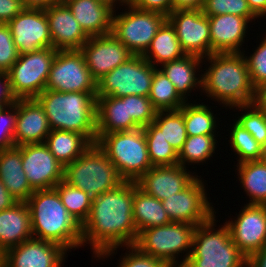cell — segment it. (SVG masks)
<instances>
[{
	"instance_id": "cell-1",
	"label": "cell",
	"mask_w": 266,
	"mask_h": 267,
	"mask_svg": "<svg viewBox=\"0 0 266 267\" xmlns=\"http://www.w3.org/2000/svg\"><path fill=\"white\" fill-rule=\"evenodd\" d=\"M134 181L92 198L91 212L82 225V246L89 244L94 257L104 259L119 246L134 245L138 233L133 219Z\"/></svg>"
},
{
	"instance_id": "cell-2",
	"label": "cell",
	"mask_w": 266,
	"mask_h": 267,
	"mask_svg": "<svg viewBox=\"0 0 266 267\" xmlns=\"http://www.w3.org/2000/svg\"><path fill=\"white\" fill-rule=\"evenodd\" d=\"M244 55V52L214 53L204 57V64L207 60L210 66L201 75L202 91L225 108L234 109L253 102L254 87Z\"/></svg>"
},
{
	"instance_id": "cell-3",
	"label": "cell",
	"mask_w": 266,
	"mask_h": 267,
	"mask_svg": "<svg viewBox=\"0 0 266 267\" xmlns=\"http://www.w3.org/2000/svg\"><path fill=\"white\" fill-rule=\"evenodd\" d=\"M26 203L33 238L56 243L67 251L82 247V226L68 213L55 188L34 190Z\"/></svg>"
},
{
	"instance_id": "cell-4",
	"label": "cell",
	"mask_w": 266,
	"mask_h": 267,
	"mask_svg": "<svg viewBox=\"0 0 266 267\" xmlns=\"http://www.w3.org/2000/svg\"><path fill=\"white\" fill-rule=\"evenodd\" d=\"M43 107L51 130L72 131L97 141V93L45 89L35 98Z\"/></svg>"
},
{
	"instance_id": "cell-5",
	"label": "cell",
	"mask_w": 266,
	"mask_h": 267,
	"mask_svg": "<svg viewBox=\"0 0 266 267\" xmlns=\"http://www.w3.org/2000/svg\"><path fill=\"white\" fill-rule=\"evenodd\" d=\"M215 217L196 226L191 253L182 267H247V257L233 243L228 226L215 229Z\"/></svg>"
},
{
	"instance_id": "cell-6",
	"label": "cell",
	"mask_w": 266,
	"mask_h": 267,
	"mask_svg": "<svg viewBox=\"0 0 266 267\" xmlns=\"http://www.w3.org/2000/svg\"><path fill=\"white\" fill-rule=\"evenodd\" d=\"M64 180L92 198L125 182L97 143H92L80 157L65 166Z\"/></svg>"
},
{
	"instance_id": "cell-7",
	"label": "cell",
	"mask_w": 266,
	"mask_h": 267,
	"mask_svg": "<svg viewBox=\"0 0 266 267\" xmlns=\"http://www.w3.org/2000/svg\"><path fill=\"white\" fill-rule=\"evenodd\" d=\"M96 143L124 181L136 182L152 168L143 128L103 134Z\"/></svg>"
},
{
	"instance_id": "cell-8",
	"label": "cell",
	"mask_w": 266,
	"mask_h": 267,
	"mask_svg": "<svg viewBox=\"0 0 266 267\" xmlns=\"http://www.w3.org/2000/svg\"><path fill=\"white\" fill-rule=\"evenodd\" d=\"M195 228L193 224L172 221L164 226L146 228L138 234L134 246L169 267H182L191 253ZM184 252H187L185 258L179 262L176 258Z\"/></svg>"
},
{
	"instance_id": "cell-9",
	"label": "cell",
	"mask_w": 266,
	"mask_h": 267,
	"mask_svg": "<svg viewBox=\"0 0 266 267\" xmlns=\"http://www.w3.org/2000/svg\"><path fill=\"white\" fill-rule=\"evenodd\" d=\"M120 5L128 7L125 12L112 17V34L122 42L133 55H143L155 37L158 29L167 20L164 14L135 8L126 0Z\"/></svg>"
},
{
	"instance_id": "cell-10",
	"label": "cell",
	"mask_w": 266,
	"mask_h": 267,
	"mask_svg": "<svg viewBox=\"0 0 266 267\" xmlns=\"http://www.w3.org/2000/svg\"><path fill=\"white\" fill-rule=\"evenodd\" d=\"M154 69L142 55H133L96 82L97 97L148 96Z\"/></svg>"
},
{
	"instance_id": "cell-11",
	"label": "cell",
	"mask_w": 266,
	"mask_h": 267,
	"mask_svg": "<svg viewBox=\"0 0 266 267\" xmlns=\"http://www.w3.org/2000/svg\"><path fill=\"white\" fill-rule=\"evenodd\" d=\"M57 50L52 47L19 55L7 72L16 99L36 98L46 89L51 65Z\"/></svg>"
},
{
	"instance_id": "cell-12",
	"label": "cell",
	"mask_w": 266,
	"mask_h": 267,
	"mask_svg": "<svg viewBox=\"0 0 266 267\" xmlns=\"http://www.w3.org/2000/svg\"><path fill=\"white\" fill-rule=\"evenodd\" d=\"M46 89L58 92H96V81L92 78L80 49L57 50Z\"/></svg>"
},
{
	"instance_id": "cell-13",
	"label": "cell",
	"mask_w": 266,
	"mask_h": 267,
	"mask_svg": "<svg viewBox=\"0 0 266 267\" xmlns=\"http://www.w3.org/2000/svg\"><path fill=\"white\" fill-rule=\"evenodd\" d=\"M200 178L197 177L184 190L162 201L170 221L198 226L215 216L217 212L208 201L210 198H207L205 183Z\"/></svg>"
},
{
	"instance_id": "cell-14",
	"label": "cell",
	"mask_w": 266,
	"mask_h": 267,
	"mask_svg": "<svg viewBox=\"0 0 266 267\" xmlns=\"http://www.w3.org/2000/svg\"><path fill=\"white\" fill-rule=\"evenodd\" d=\"M167 20L175 28L182 50L186 54L211 55V36L208 16L202 10H173Z\"/></svg>"
},
{
	"instance_id": "cell-15",
	"label": "cell",
	"mask_w": 266,
	"mask_h": 267,
	"mask_svg": "<svg viewBox=\"0 0 266 267\" xmlns=\"http://www.w3.org/2000/svg\"><path fill=\"white\" fill-rule=\"evenodd\" d=\"M225 224L233 243L247 258L266 246V205L245 204L237 218Z\"/></svg>"
},
{
	"instance_id": "cell-16",
	"label": "cell",
	"mask_w": 266,
	"mask_h": 267,
	"mask_svg": "<svg viewBox=\"0 0 266 267\" xmlns=\"http://www.w3.org/2000/svg\"><path fill=\"white\" fill-rule=\"evenodd\" d=\"M22 164L33 190L54 188L64 179L65 166L55 158L45 143L22 145Z\"/></svg>"
},
{
	"instance_id": "cell-17",
	"label": "cell",
	"mask_w": 266,
	"mask_h": 267,
	"mask_svg": "<svg viewBox=\"0 0 266 267\" xmlns=\"http://www.w3.org/2000/svg\"><path fill=\"white\" fill-rule=\"evenodd\" d=\"M7 24L20 55L52 47L44 9L24 8Z\"/></svg>"
},
{
	"instance_id": "cell-18",
	"label": "cell",
	"mask_w": 266,
	"mask_h": 267,
	"mask_svg": "<svg viewBox=\"0 0 266 267\" xmlns=\"http://www.w3.org/2000/svg\"><path fill=\"white\" fill-rule=\"evenodd\" d=\"M80 51L96 82L133 56L112 33L89 37Z\"/></svg>"
},
{
	"instance_id": "cell-19",
	"label": "cell",
	"mask_w": 266,
	"mask_h": 267,
	"mask_svg": "<svg viewBox=\"0 0 266 267\" xmlns=\"http://www.w3.org/2000/svg\"><path fill=\"white\" fill-rule=\"evenodd\" d=\"M66 254L60 245L32 237L3 253V267H61Z\"/></svg>"
},
{
	"instance_id": "cell-20",
	"label": "cell",
	"mask_w": 266,
	"mask_h": 267,
	"mask_svg": "<svg viewBox=\"0 0 266 267\" xmlns=\"http://www.w3.org/2000/svg\"><path fill=\"white\" fill-rule=\"evenodd\" d=\"M179 164L172 166H154L142 175L136 184L140 190L160 201L181 192L197 177L195 172L187 171ZM194 175V176H193Z\"/></svg>"
},
{
	"instance_id": "cell-21",
	"label": "cell",
	"mask_w": 266,
	"mask_h": 267,
	"mask_svg": "<svg viewBox=\"0 0 266 267\" xmlns=\"http://www.w3.org/2000/svg\"><path fill=\"white\" fill-rule=\"evenodd\" d=\"M44 10L49 25L52 48L55 50H78L88 41L89 37L66 4H54Z\"/></svg>"
},
{
	"instance_id": "cell-22",
	"label": "cell",
	"mask_w": 266,
	"mask_h": 267,
	"mask_svg": "<svg viewBox=\"0 0 266 267\" xmlns=\"http://www.w3.org/2000/svg\"><path fill=\"white\" fill-rule=\"evenodd\" d=\"M51 132L43 107L35 98L17 99L15 146L44 143Z\"/></svg>"
},
{
	"instance_id": "cell-23",
	"label": "cell",
	"mask_w": 266,
	"mask_h": 267,
	"mask_svg": "<svg viewBox=\"0 0 266 267\" xmlns=\"http://www.w3.org/2000/svg\"><path fill=\"white\" fill-rule=\"evenodd\" d=\"M211 36V54L241 53L240 50L250 21L238 15L208 16ZM247 29V30H246ZM241 46V47H240Z\"/></svg>"
},
{
	"instance_id": "cell-24",
	"label": "cell",
	"mask_w": 266,
	"mask_h": 267,
	"mask_svg": "<svg viewBox=\"0 0 266 267\" xmlns=\"http://www.w3.org/2000/svg\"><path fill=\"white\" fill-rule=\"evenodd\" d=\"M88 37L112 32V17L116 6L105 0H72L66 4Z\"/></svg>"
},
{
	"instance_id": "cell-25",
	"label": "cell",
	"mask_w": 266,
	"mask_h": 267,
	"mask_svg": "<svg viewBox=\"0 0 266 267\" xmlns=\"http://www.w3.org/2000/svg\"><path fill=\"white\" fill-rule=\"evenodd\" d=\"M33 237L32 223L26 202H17L0 211V251L18 246Z\"/></svg>"
},
{
	"instance_id": "cell-26",
	"label": "cell",
	"mask_w": 266,
	"mask_h": 267,
	"mask_svg": "<svg viewBox=\"0 0 266 267\" xmlns=\"http://www.w3.org/2000/svg\"><path fill=\"white\" fill-rule=\"evenodd\" d=\"M0 180L18 202H26L34 193L23 169L22 145L0 151Z\"/></svg>"
},
{
	"instance_id": "cell-27",
	"label": "cell",
	"mask_w": 266,
	"mask_h": 267,
	"mask_svg": "<svg viewBox=\"0 0 266 267\" xmlns=\"http://www.w3.org/2000/svg\"><path fill=\"white\" fill-rule=\"evenodd\" d=\"M96 119L97 139L103 134L141 128L133 119H127L126 96L97 97Z\"/></svg>"
},
{
	"instance_id": "cell-28",
	"label": "cell",
	"mask_w": 266,
	"mask_h": 267,
	"mask_svg": "<svg viewBox=\"0 0 266 267\" xmlns=\"http://www.w3.org/2000/svg\"><path fill=\"white\" fill-rule=\"evenodd\" d=\"M204 58L186 54L183 57L176 59L171 62L159 65V68L166 77L175 86L176 92L185 101H188L187 96H189L195 88L202 90V76L196 77V71L201 67ZM188 94V95H187Z\"/></svg>"
},
{
	"instance_id": "cell-29",
	"label": "cell",
	"mask_w": 266,
	"mask_h": 267,
	"mask_svg": "<svg viewBox=\"0 0 266 267\" xmlns=\"http://www.w3.org/2000/svg\"><path fill=\"white\" fill-rule=\"evenodd\" d=\"M186 55L177 38L175 28L166 20L158 29L146 52L142 55L155 68Z\"/></svg>"
},
{
	"instance_id": "cell-30",
	"label": "cell",
	"mask_w": 266,
	"mask_h": 267,
	"mask_svg": "<svg viewBox=\"0 0 266 267\" xmlns=\"http://www.w3.org/2000/svg\"><path fill=\"white\" fill-rule=\"evenodd\" d=\"M133 219L137 233L146 228L164 226L170 219L162 205V201L149 196L140 190L134 182Z\"/></svg>"
},
{
	"instance_id": "cell-31",
	"label": "cell",
	"mask_w": 266,
	"mask_h": 267,
	"mask_svg": "<svg viewBox=\"0 0 266 267\" xmlns=\"http://www.w3.org/2000/svg\"><path fill=\"white\" fill-rule=\"evenodd\" d=\"M44 143L63 166L80 157L92 144L82 134L63 130H51Z\"/></svg>"
},
{
	"instance_id": "cell-32",
	"label": "cell",
	"mask_w": 266,
	"mask_h": 267,
	"mask_svg": "<svg viewBox=\"0 0 266 267\" xmlns=\"http://www.w3.org/2000/svg\"><path fill=\"white\" fill-rule=\"evenodd\" d=\"M238 178L250 201L266 205V160L246 161L236 165Z\"/></svg>"
},
{
	"instance_id": "cell-33",
	"label": "cell",
	"mask_w": 266,
	"mask_h": 267,
	"mask_svg": "<svg viewBox=\"0 0 266 267\" xmlns=\"http://www.w3.org/2000/svg\"><path fill=\"white\" fill-rule=\"evenodd\" d=\"M148 97L157 112L179 110L186 103L176 92L173 83L159 68L154 69Z\"/></svg>"
},
{
	"instance_id": "cell-34",
	"label": "cell",
	"mask_w": 266,
	"mask_h": 267,
	"mask_svg": "<svg viewBox=\"0 0 266 267\" xmlns=\"http://www.w3.org/2000/svg\"><path fill=\"white\" fill-rule=\"evenodd\" d=\"M179 111L183 114L187 136L216 135V118L209 106L186 102Z\"/></svg>"
},
{
	"instance_id": "cell-35",
	"label": "cell",
	"mask_w": 266,
	"mask_h": 267,
	"mask_svg": "<svg viewBox=\"0 0 266 267\" xmlns=\"http://www.w3.org/2000/svg\"><path fill=\"white\" fill-rule=\"evenodd\" d=\"M68 213L82 226L91 212L92 197L64 179L54 187Z\"/></svg>"
},
{
	"instance_id": "cell-36",
	"label": "cell",
	"mask_w": 266,
	"mask_h": 267,
	"mask_svg": "<svg viewBox=\"0 0 266 267\" xmlns=\"http://www.w3.org/2000/svg\"><path fill=\"white\" fill-rule=\"evenodd\" d=\"M143 130L152 167L178 164L177 151L162 137L161 130L153 122Z\"/></svg>"
},
{
	"instance_id": "cell-37",
	"label": "cell",
	"mask_w": 266,
	"mask_h": 267,
	"mask_svg": "<svg viewBox=\"0 0 266 267\" xmlns=\"http://www.w3.org/2000/svg\"><path fill=\"white\" fill-rule=\"evenodd\" d=\"M216 135L187 136L182 149L178 153V164L185 165L199 164L209 160L217 148ZM216 139V140H215ZM187 163V164H186Z\"/></svg>"
},
{
	"instance_id": "cell-38",
	"label": "cell",
	"mask_w": 266,
	"mask_h": 267,
	"mask_svg": "<svg viewBox=\"0 0 266 267\" xmlns=\"http://www.w3.org/2000/svg\"><path fill=\"white\" fill-rule=\"evenodd\" d=\"M153 123L161 130L162 137L179 153L187 139L183 114L179 110L158 111Z\"/></svg>"
},
{
	"instance_id": "cell-39",
	"label": "cell",
	"mask_w": 266,
	"mask_h": 267,
	"mask_svg": "<svg viewBox=\"0 0 266 267\" xmlns=\"http://www.w3.org/2000/svg\"><path fill=\"white\" fill-rule=\"evenodd\" d=\"M230 129V140L228 141L239 158L237 164L265 158V149L241 125L234 121Z\"/></svg>"
},
{
	"instance_id": "cell-40",
	"label": "cell",
	"mask_w": 266,
	"mask_h": 267,
	"mask_svg": "<svg viewBox=\"0 0 266 267\" xmlns=\"http://www.w3.org/2000/svg\"><path fill=\"white\" fill-rule=\"evenodd\" d=\"M238 110H246L235 121L247 130L253 138L266 150V111L253 104L236 106Z\"/></svg>"
},
{
	"instance_id": "cell-41",
	"label": "cell",
	"mask_w": 266,
	"mask_h": 267,
	"mask_svg": "<svg viewBox=\"0 0 266 267\" xmlns=\"http://www.w3.org/2000/svg\"><path fill=\"white\" fill-rule=\"evenodd\" d=\"M201 10L206 16L233 14L250 22L258 18L249 8L247 0H205Z\"/></svg>"
},
{
	"instance_id": "cell-42",
	"label": "cell",
	"mask_w": 266,
	"mask_h": 267,
	"mask_svg": "<svg viewBox=\"0 0 266 267\" xmlns=\"http://www.w3.org/2000/svg\"><path fill=\"white\" fill-rule=\"evenodd\" d=\"M127 119H133L141 128L152 123L156 116V110L148 96H126Z\"/></svg>"
},
{
	"instance_id": "cell-43",
	"label": "cell",
	"mask_w": 266,
	"mask_h": 267,
	"mask_svg": "<svg viewBox=\"0 0 266 267\" xmlns=\"http://www.w3.org/2000/svg\"><path fill=\"white\" fill-rule=\"evenodd\" d=\"M17 118V100L0 109V151L15 146L14 132Z\"/></svg>"
},
{
	"instance_id": "cell-44",
	"label": "cell",
	"mask_w": 266,
	"mask_h": 267,
	"mask_svg": "<svg viewBox=\"0 0 266 267\" xmlns=\"http://www.w3.org/2000/svg\"><path fill=\"white\" fill-rule=\"evenodd\" d=\"M19 55L8 24L0 23V72L7 73Z\"/></svg>"
},
{
	"instance_id": "cell-45",
	"label": "cell",
	"mask_w": 266,
	"mask_h": 267,
	"mask_svg": "<svg viewBox=\"0 0 266 267\" xmlns=\"http://www.w3.org/2000/svg\"><path fill=\"white\" fill-rule=\"evenodd\" d=\"M262 40L253 54L249 57L245 55L250 81L254 88L266 80V36Z\"/></svg>"
},
{
	"instance_id": "cell-46",
	"label": "cell",
	"mask_w": 266,
	"mask_h": 267,
	"mask_svg": "<svg viewBox=\"0 0 266 267\" xmlns=\"http://www.w3.org/2000/svg\"><path fill=\"white\" fill-rule=\"evenodd\" d=\"M129 249L124 257L119 259L117 267H169L164 261L142 253L136 246H126ZM121 261V262H120Z\"/></svg>"
},
{
	"instance_id": "cell-47",
	"label": "cell",
	"mask_w": 266,
	"mask_h": 267,
	"mask_svg": "<svg viewBox=\"0 0 266 267\" xmlns=\"http://www.w3.org/2000/svg\"><path fill=\"white\" fill-rule=\"evenodd\" d=\"M135 8L158 12L168 16L173 11L172 0H126Z\"/></svg>"
},
{
	"instance_id": "cell-48",
	"label": "cell",
	"mask_w": 266,
	"mask_h": 267,
	"mask_svg": "<svg viewBox=\"0 0 266 267\" xmlns=\"http://www.w3.org/2000/svg\"><path fill=\"white\" fill-rule=\"evenodd\" d=\"M23 9L21 0H0V23H8Z\"/></svg>"
},
{
	"instance_id": "cell-49",
	"label": "cell",
	"mask_w": 266,
	"mask_h": 267,
	"mask_svg": "<svg viewBox=\"0 0 266 267\" xmlns=\"http://www.w3.org/2000/svg\"><path fill=\"white\" fill-rule=\"evenodd\" d=\"M16 100L11 91L8 74L0 72V105L2 107L9 106L15 103Z\"/></svg>"
},
{
	"instance_id": "cell-50",
	"label": "cell",
	"mask_w": 266,
	"mask_h": 267,
	"mask_svg": "<svg viewBox=\"0 0 266 267\" xmlns=\"http://www.w3.org/2000/svg\"><path fill=\"white\" fill-rule=\"evenodd\" d=\"M252 104L266 111V80L254 88V99Z\"/></svg>"
},
{
	"instance_id": "cell-51",
	"label": "cell",
	"mask_w": 266,
	"mask_h": 267,
	"mask_svg": "<svg viewBox=\"0 0 266 267\" xmlns=\"http://www.w3.org/2000/svg\"><path fill=\"white\" fill-rule=\"evenodd\" d=\"M205 0H172L173 10H201Z\"/></svg>"
},
{
	"instance_id": "cell-52",
	"label": "cell",
	"mask_w": 266,
	"mask_h": 267,
	"mask_svg": "<svg viewBox=\"0 0 266 267\" xmlns=\"http://www.w3.org/2000/svg\"><path fill=\"white\" fill-rule=\"evenodd\" d=\"M247 267H266V246L247 258Z\"/></svg>"
},
{
	"instance_id": "cell-53",
	"label": "cell",
	"mask_w": 266,
	"mask_h": 267,
	"mask_svg": "<svg viewBox=\"0 0 266 267\" xmlns=\"http://www.w3.org/2000/svg\"><path fill=\"white\" fill-rule=\"evenodd\" d=\"M17 202L0 180V211L12 207Z\"/></svg>"
},
{
	"instance_id": "cell-54",
	"label": "cell",
	"mask_w": 266,
	"mask_h": 267,
	"mask_svg": "<svg viewBox=\"0 0 266 267\" xmlns=\"http://www.w3.org/2000/svg\"><path fill=\"white\" fill-rule=\"evenodd\" d=\"M247 3L258 18L266 16V0H247Z\"/></svg>"
},
{
	"instance_id": "cell-55",
	"label": "cell",
	"mask_w": 266,
	"mask_h": 267,
	"mask_svg": "<svg viewBox=\"0 0 266 267\" xmlns=\"http://www.w3.org/2000/svg\"><path fill=\"white\" fill-rule=\"evenodd\" d=\"M24 8L45 9L55 4L54 0H21Z\"/></svg>"
},
{
	"instance_id": "cell-56",
	"label": "cell",
	"mask_w": 266,
	"mask_h": 267,
	"mask_svg": "<svg viewBox=\"0 0 266 267\" xmlns=\"http://www.w3.org/2000/svg\"><path fill=\"white\" fill-rule=\"evenodd\" d=\"M55 4H67L68 2L72 1V0H54Z\"/></svg>"
},
{
	"instance_id": "cell-57",
	"label": "cell",
	"mask_w": 266,
	"mask_h": 267,
	"mask_svg": "<svg viewBox=\"0 0 266 267\" xmlns=\"http://www.w3.org/2000/svg\"><path fill=\"white\" fill-rule=\"evenodd\" d=\"M105 1L112 2V3L116 6L117 3L120 4V3H122L124 0H105Z\"/></svg>"
}]
</instances>
